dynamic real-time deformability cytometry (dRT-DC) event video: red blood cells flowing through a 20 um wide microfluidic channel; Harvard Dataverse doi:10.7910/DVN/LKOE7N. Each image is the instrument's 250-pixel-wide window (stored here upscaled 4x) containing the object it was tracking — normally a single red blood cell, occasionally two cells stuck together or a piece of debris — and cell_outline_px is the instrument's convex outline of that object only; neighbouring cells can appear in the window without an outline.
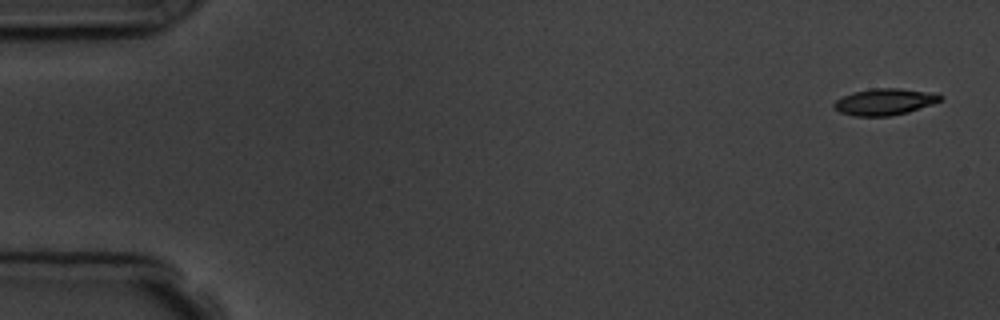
{"species": "common noctule bat (a hibernating species)", "species_latin": "Nyctalus noctula", "temperature_condition": "room temperature", "stored_images_in_passage": 4, "camera_frame_rate_fps": 3000, "um_per_image_px": 0.085, "animal": {"sex": "male", "body_mass_g": 19.5, "forearm_length_mm": 54.6}, "frame": {"image": 1, "passage_image": 1, "time_ms": 0.0, "image_size_px": [1000, 320], "cell_outline_px": [[944, 100], [908, 112], [888, 116], [856, 116], [840, 112], [832, 108], [832, 104], [836, 100], [852, 92], [872, 88], [900, 88], [940, 92], [944, 96]], "centroid_in_image_um": [75.26, 8.63], "position_along_channel_um": 9.7, "area_um2": 16.82}}
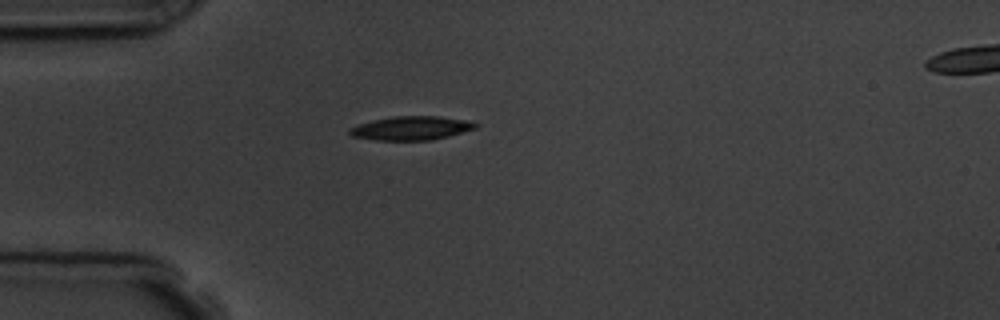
{"frame": {"image": 2, "passage_image": 4, "time_ms": 4.333, "image_size_px": [1000, 320], "cell_outline_px": [[480, 124], [476, 128], [448, 136], [432, 140], [372, 140], [352, 136], [348, 132], [348, 128], [360, 124], [392, 116], [440, 116], [464, 120]], "centroid_in_image_um": [34.95, 10.89], "position_along_channel_um": 50.1, "area_um2": 17.34}}